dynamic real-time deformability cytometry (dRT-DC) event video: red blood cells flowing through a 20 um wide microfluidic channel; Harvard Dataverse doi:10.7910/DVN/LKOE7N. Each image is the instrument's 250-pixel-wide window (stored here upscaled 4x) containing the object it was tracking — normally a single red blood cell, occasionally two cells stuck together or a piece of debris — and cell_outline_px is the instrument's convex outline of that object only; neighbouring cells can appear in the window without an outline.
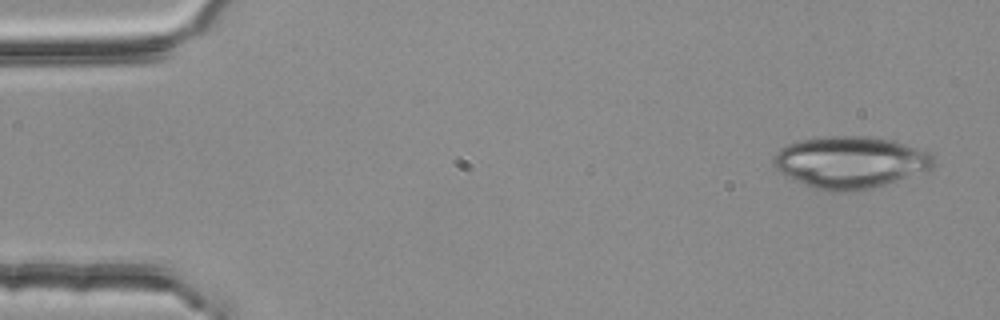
{"species": "common noctule bat (a hibernating species)", "species_latin": "Nyctalus noctula", "temperature_condition": "room temperature", "stored_images_in_passage": 3, "camera_frame_rate_fps": 3000, "um_per_image_px": 0.085, "animal": {"sex": "female", "body_mass_g": 25.1}, "frame": {"image": 1, "passage_image": 1, "time_ms": 0.0, "image_size_px": [1000, 320], "cell_outline_px": [[932, 168], [888, 184], [856, 192], [832, 192], [812, 188], [788, 176], [776, 168], [772, 164], [772, 156], [780, 148], [788, 144], [800, 140], [824, 136], [876, 136], [892, 140], [932, 152]], "centroid_in_image_um": [72.26, 13.79], "position_along_channel_um": 12.7, "area_um2": 48.73}}